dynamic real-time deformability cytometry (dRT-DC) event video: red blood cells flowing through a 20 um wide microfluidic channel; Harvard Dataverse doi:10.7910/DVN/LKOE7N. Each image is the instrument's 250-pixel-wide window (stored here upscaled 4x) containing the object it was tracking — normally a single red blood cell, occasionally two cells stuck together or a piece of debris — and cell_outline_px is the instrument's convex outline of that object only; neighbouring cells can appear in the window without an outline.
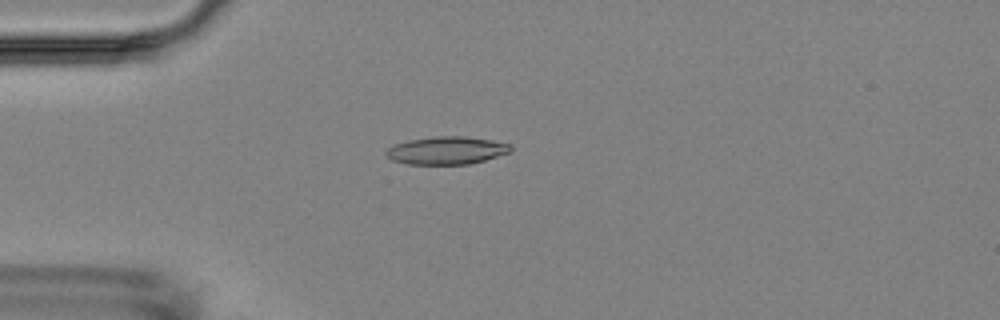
{"species": "Egyptian fruit bat (a non-hibernating species)", "species_latin": "Rousettus aegyptiacus", "temperature_condition": "room temperature", "stored_images_in_passage": 5, "camera_frame_rate_fps": 3000, "um_per_image_px": 0.085, "animal": {"sex": "female"}, "frame": {"image": 1, "passage_image": 5, "time_ms": 4.333, "image_size_px": [1000, 320], "cell_outline_px": [[512, 152], [484, 160], [468, 164], [408, 164], [392, 160], [384, 152], [392, 144], [408, 140], [436, 136], [460, 136], [488, 140], [508, 144], [512, 148]], "centroid_in_image_um": [37.92, 12.79], "position_along_channel_um": 47.1, "area_um2": 20.0}}